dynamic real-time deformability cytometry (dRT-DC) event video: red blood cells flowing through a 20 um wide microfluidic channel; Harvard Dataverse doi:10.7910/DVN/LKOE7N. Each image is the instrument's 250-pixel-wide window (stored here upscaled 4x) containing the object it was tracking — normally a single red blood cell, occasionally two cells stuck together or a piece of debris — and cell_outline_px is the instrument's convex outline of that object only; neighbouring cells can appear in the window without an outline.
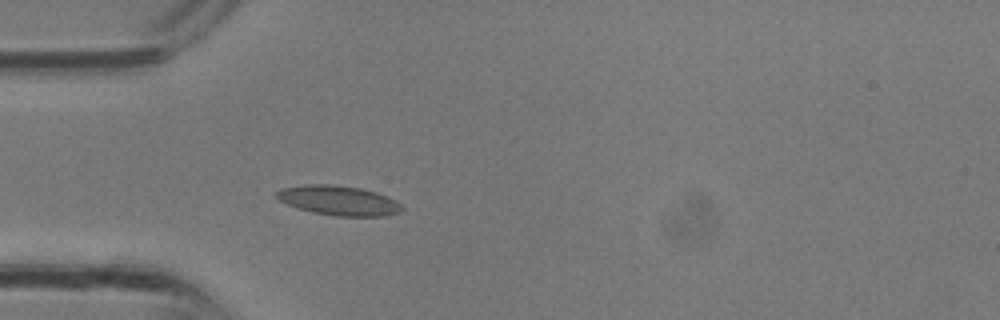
{"species": "common noctule bat (a hibernating species)", "species_latin": "Nyctalus noctula", "temperature_condition": "room temperature", "stored_images_in_passage": 23, "camera_frame_rate_fps": 3000, "um_per_image_px": 0.085, "animal": {"sex": "male", "body_mass_g": 13.3}, "frame": {"image": 1, "passage_image": 1, "time_ms": 0.0, "image_size_px": [1000, 320], "cell_outline_px": [[404, 208], [400, 212], [384, 216], [336, 216], [312, 212], [288, 204], [280, 200], [276, 196], [276, 192], [280, 188], [308, 184], [328, 184], [360, 188], [376, 192], [396, 200]], "centroid_in_image_um": [28.8, 17.04], "position_along_channel_um": 56.2, "area_um2": 21.5}}
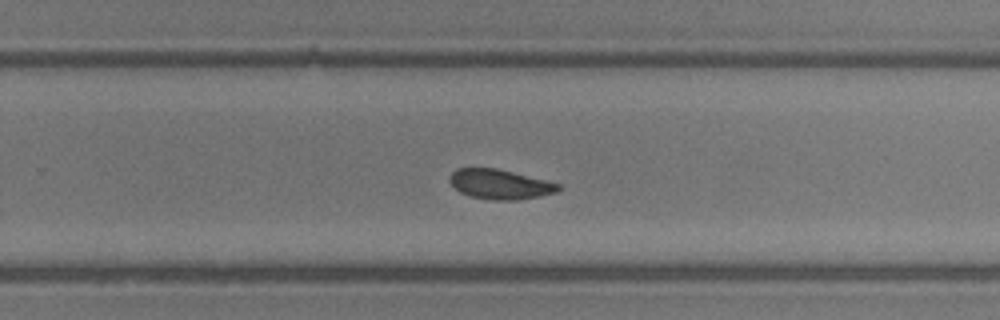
{"frame": {"image": 2, "passage_image": 12, "time_ms": 3.667, "image_size_px": [1000, 320], "cell_outline_px": [[560, 188], [556, 192], [540, 196], [516, 200], [492, 200], [472, 196], [460, 192], [448, 180], [448, 176], [456, 168], [496, 168], [560, 184]], "centroid_in_image_um": [42.46, 15.66], "position_along_channel_um": 287.3, "area_um2": 18.61}}
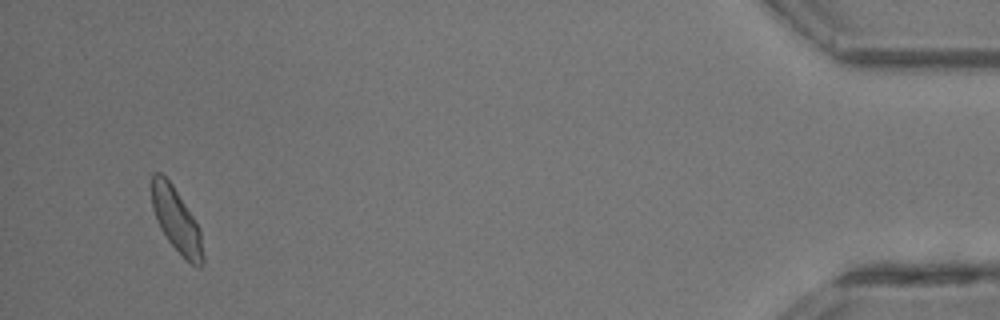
{"frame": {"image": 3, "passage_image": 22, "time_ms": 7.0, "image_size_px": [1000, 320], "cell_outline_px": [[204, 260], [200, 268], [196, 268], [168, 240], [160, 228], [156, 220], [152, 208], [152, 172], [160, 172], [172, 184], [200, 228], [204, 256]], "centroid_in_image_um": [15.0, 18.72], "position_along_channel_um": 420.2, "area_um2": 18.9}}